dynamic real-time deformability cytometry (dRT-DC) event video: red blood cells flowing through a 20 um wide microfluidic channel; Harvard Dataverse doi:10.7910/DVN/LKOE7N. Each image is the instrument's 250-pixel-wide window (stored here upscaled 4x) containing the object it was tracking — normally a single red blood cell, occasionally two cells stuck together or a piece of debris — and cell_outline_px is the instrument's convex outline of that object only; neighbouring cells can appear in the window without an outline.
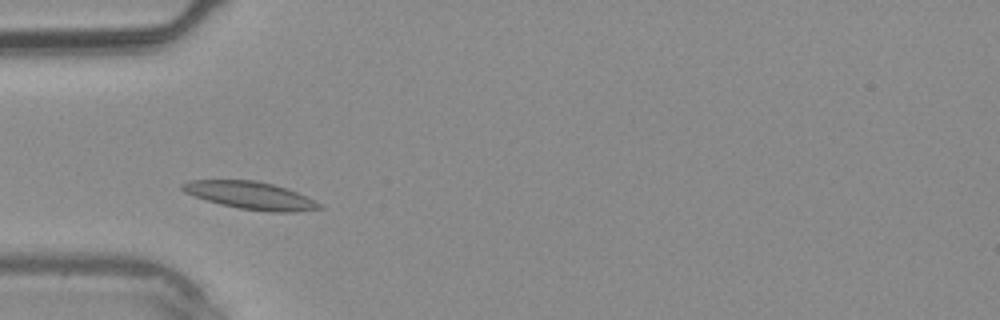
{"species": "common noctule bat (a hibernating species)", "species_latin": "Nyctalus noctula", "temperature_condition": "warm", "stored_images_in_passage": 31, "camera_frame_rate_fps": 3000, "um_per_image_px": 0.085, "animal": {"sex": "male", "body_mass_g": 20.4}, "frame": {"image": 1, "passage_image": 5, "time_ms": 1.333, "image_size_px": [1000, 320], "cell_outline_px": [[324, 208], [292, 212], [268, 212], [240, 208], [220, 204], [184, 192], [180, 188], [180, 184], [188, 180], [256, 180], [272, 184], [296, 192], [320, 204]], "centroid_in_image_um": [21.24, 16.61], "position_along_channel_um": 63.8, "area_um2": 21.68}}
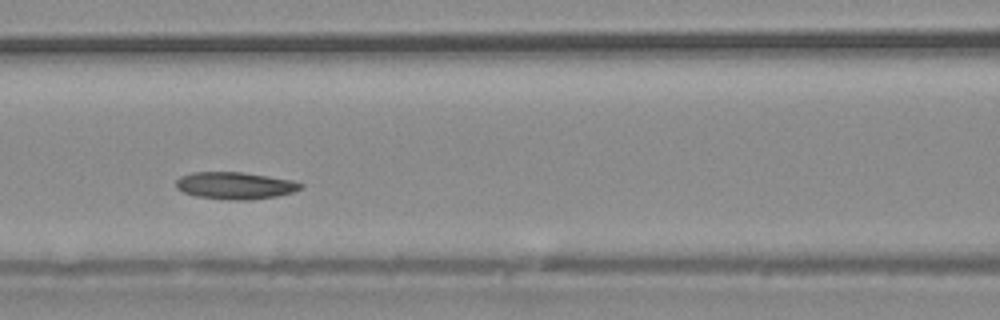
{"frame": {"image": 2, "passage_image": 10, "time_ms": 3.0, "image_size_px": [1000, 320], "cell_outline_px": [[304, 184], [300, 188], [292, 192], [276, 196], [248, 200], [232, 200], [196, 196], [184, 192], [176, 188], [176, 180], [180, 176], [192, 172], [244, 172], [292, 180]], "centroid_in_image_um": [19.96, 15.76], "position_along_channel_um": 146.6, "area_um2": 19.59}}